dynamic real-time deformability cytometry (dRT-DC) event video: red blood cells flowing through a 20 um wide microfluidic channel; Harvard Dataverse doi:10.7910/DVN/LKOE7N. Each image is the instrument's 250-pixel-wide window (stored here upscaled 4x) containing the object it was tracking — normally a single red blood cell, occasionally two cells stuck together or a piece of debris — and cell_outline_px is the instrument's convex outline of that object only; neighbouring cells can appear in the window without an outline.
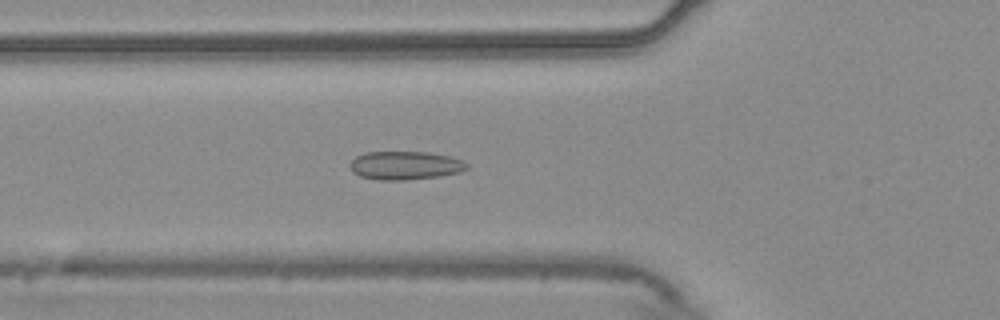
{"species": "common noctule bat (a hibernating species)", "species_latin": "Nyctalus noctula", "temperature_condition": "warm", "stored_images_in_passage": 17, "camera_frame_rate_fps": 3000, "um_per_image_px": 0.085, "animal": {"sex": "male", "body_mass_g": 20.4}, "frame": {"image": 1, "passage_image": 10, "time_ms": 3.0, "image_size_px": [1000, 320], "cell_outline_px": [[468, 168], [460, 172], [440, 176], [404, 180], [376, 180], [360, 176], [352, 172], [348, 164], [356, 156], [364, 152], [428, 152], [448, 156], [460, 160], [468, 164]], "centroid_in_image_um": [34.39, 14.07], "position_along_channel_um": 91.4, "area_um2": 19.42}}
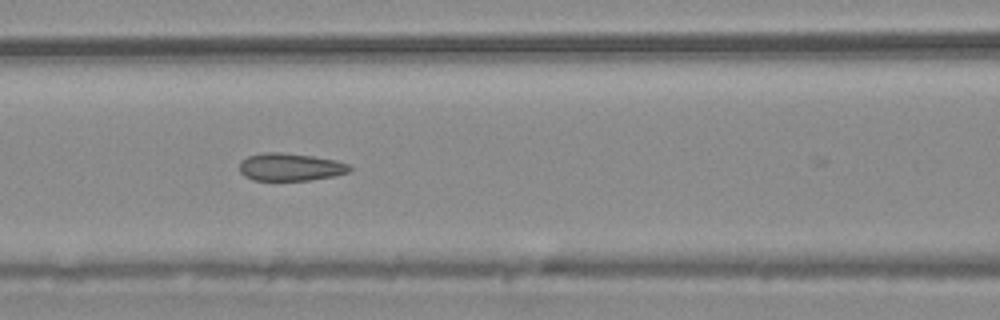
{"frame": {"image": 2, "passage_image": 14, "time_ms": 4.333, "image_size_px": [1000, 320], "cell_outline_px": [[352, 168], [348, 172], [336, 176], [312, 180], [252, 180], [244, 176], [240, 172], [240, 160], [248, 156], [268, 152], [276, 152], [312, 156], [336, 160], [348, 164]], "centroid_in_image_um": [24.68, 14.21], "position_along_channel_um": 141.9, "area_um2": 17.74}}